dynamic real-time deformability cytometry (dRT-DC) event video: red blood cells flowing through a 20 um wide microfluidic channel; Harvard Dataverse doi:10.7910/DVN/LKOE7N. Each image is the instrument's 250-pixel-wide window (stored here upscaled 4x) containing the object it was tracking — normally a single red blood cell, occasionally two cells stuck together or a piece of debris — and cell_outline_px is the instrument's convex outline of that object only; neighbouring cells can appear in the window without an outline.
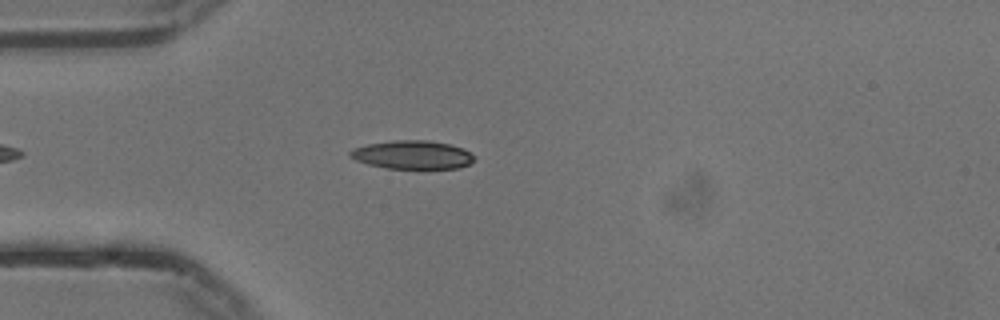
{"species": "common noctule bat (a hibernating species)", "species_latin": "Nyctalus noctula", "temperature_condition": "cold", "stored_images_in_passage": 46, "camera_frame_rate_fps": 3000, "um_per_image_px": 0.085, "animal": {"sex": "male", "body_mass_g": 13.3}, "frame": {"image": 1, "passage_image": 7, "time_ms": 2.0, "image_size_px": [1000, 320], "cell_outline_px": [[476, 160], [460, 168], [388, 168], [368, 164], [356, 160], [348, 156], [348, 152], [352, 148], [368, 144], [392, 140], [428, 140], [448, 144], [464, 148], [476, 156]], "centroid_in_image_um": [35.07, 13.15], "position_along_channel_um": 49.9, "area_um2": 20.69}}
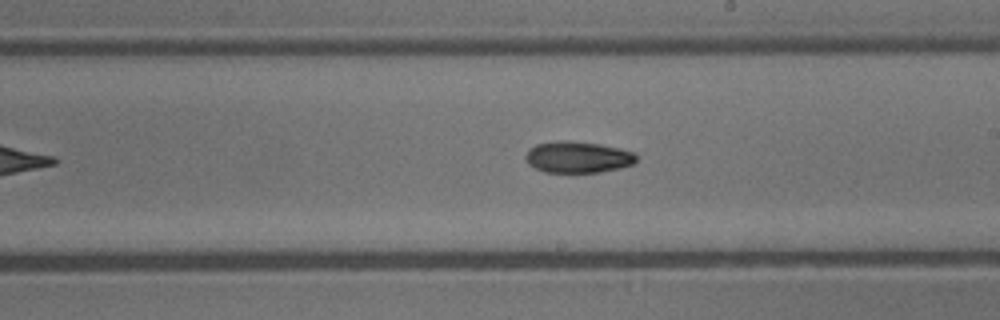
{"frame": {"image": 2, "passage_image": 23, "time_ms": 7.333, "image_size_px": [1000, 320], "cell_outline_px": [[636, 160], [632, 164], [620, 168], [600, 172], [544, 172], [528, 164], [524, 156], [536, 144], [556, 140], [568, 140], [600, 144], [636, 152]], "centroid_in_image_um": [49.12, 13.35], "position_along_channel_um": 239.9, "area_um2": 20.29}}
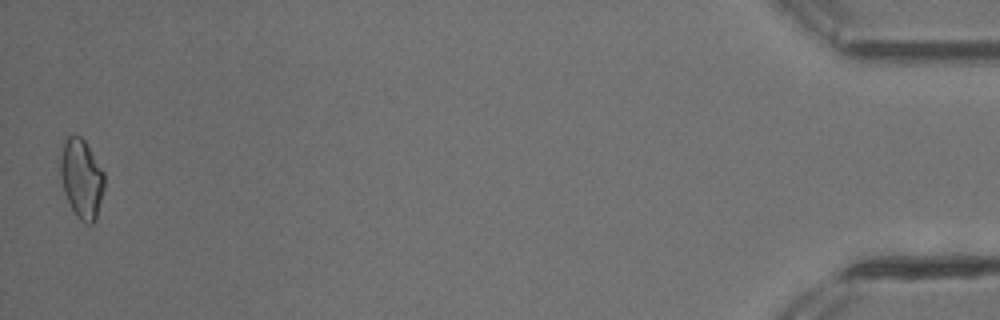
{"frame": {"image": 3, "passage_image": 46, "time_ms": 15.0, "image_size_px": [1000, 320], "cell_outline_px": [[104, 188], [96, 220], [92, 224], [88, 224], [80, 220], [76, 216], [64, 192], [60, 176], [60, 156], [64, 140], [68, 136], [80, 136], [84, 140], [104, 172]], "centroid_in_image_um": [6.93, 15.19], "position_along_channel_um": 428.3, "area_um2": 20.23}, "authors_computed_cell_mechanics": {"area_um2": 20.0855, "velocity_mm_per_s": 3.7496, "shape_relaxation_time_tau1_ms": 5.3902, "shape_relaxation_time_tau2_ms": null, "deformation_change_tau1": 0.129, "deformation_change_tau2": null}}